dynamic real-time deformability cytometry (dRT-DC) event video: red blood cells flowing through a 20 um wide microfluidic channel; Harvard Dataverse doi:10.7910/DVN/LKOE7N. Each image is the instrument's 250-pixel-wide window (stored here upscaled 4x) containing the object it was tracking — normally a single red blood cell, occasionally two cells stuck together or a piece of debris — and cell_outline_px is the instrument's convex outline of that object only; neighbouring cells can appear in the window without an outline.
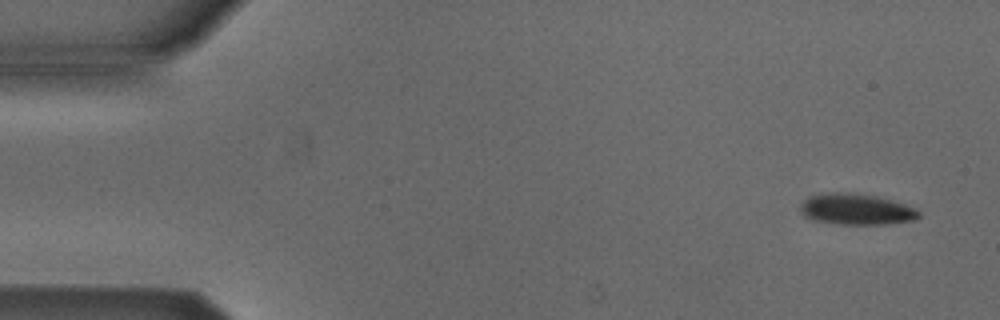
{"species": "Egyptian fruit bat (a non-hibernating species)", "species_latin": "Rousettus aegyptiacus", "temperature_condition": "cold", "stored_images_in_passage": 4, "camera_frame_rate_fps": 3000, "um_per_image_px": 0.085, "animal": {"sex": "male"}, "frame": {"image": 1, "passage_image": 1, "time_ms": 0.0, "image_size_px": [1000, 320], "cell_outline_px": [[920, 216], [916, 220], [884, 224], [840, 224], [816, 220], [804, 216], [800, 212], [800, 204], [808, 196], [828, 192], [848, 192], [876, 196], [892, 200], [916, 208], [920, 212]], "centroid_in_image_um": [72.78, 17.78], "position_along_channel_um": 12.2, "area_um2": 21.5}}
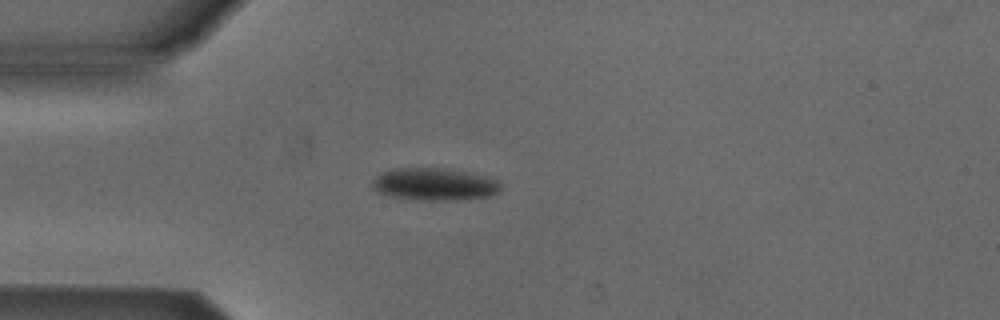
{"frame": {"image": 2, "passage_image": 4, "time_ms": 3.667, "image_size_px": [1000, 320], "cell_outline_px": [[500, 188], [496, 192], [488, 196], [448, 200], [424, 200], [392, 196], [376, 192], [372, 188], [372, 180], [376, 176], [384, 172], [396, 168], [444, 168], [468, 172], [488, 176], [500, 180]], "centroid_in_image_um": [36.92, 15.64], "position_along_channel_um": 48.1, "area_um2": 24.04}}